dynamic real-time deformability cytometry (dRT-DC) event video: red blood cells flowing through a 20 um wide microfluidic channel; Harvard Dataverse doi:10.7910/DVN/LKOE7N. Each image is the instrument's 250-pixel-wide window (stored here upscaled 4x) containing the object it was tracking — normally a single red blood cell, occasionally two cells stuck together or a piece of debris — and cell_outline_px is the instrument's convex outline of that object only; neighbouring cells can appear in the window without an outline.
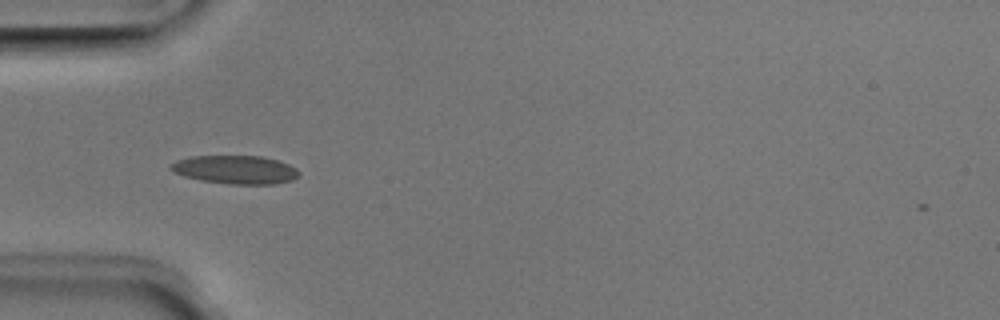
{"species": "Egyptian fruit bat (a non-hibernating species)", "species_latin": "Rousettus aegyptiacus", "temperature_condition": "room temperature", "stored_images_in_passage": 36, "camera_frame_rate_fps": 3000, "um_per_image_px": 0.085, "animal": {"sex": "male"}, "frame": {"image": 1, "passage_image": 1, "time_ms": 0.0, "image_size_px": [1000, 320], "cell_outline_px": [[300, 176], [292, 180], [276, 184], [232, 184], [200, 180], [184, 176], [168, 168], [168, 164], [176, 160], [192, 156], [260, 156], [280, 160], [296, 168], [300, 172]], "centroid_in_image_um": [20.02, 14.42], "position_along_channel_um": 65.0, "area_um2": 21.39}}
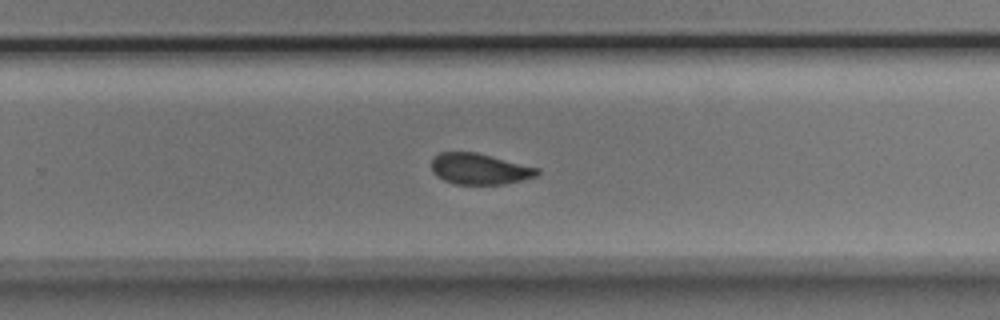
{"frame": {"image": 2, "passage_image": 18, "time_ms": 5.667, "image_size_px": [1000, 320], "cell_outline_px": [[540, 172], [536, 176], [504, 184], [456, 184], [444, 180], [436, 176], [432, 172], [432, 156], [440, 152], [476, 152], [540, 168]], "centroid_in_image_um": [40.74, 14.35], "position_along_channel_um": 289.1, "area_um2": 19.13}}
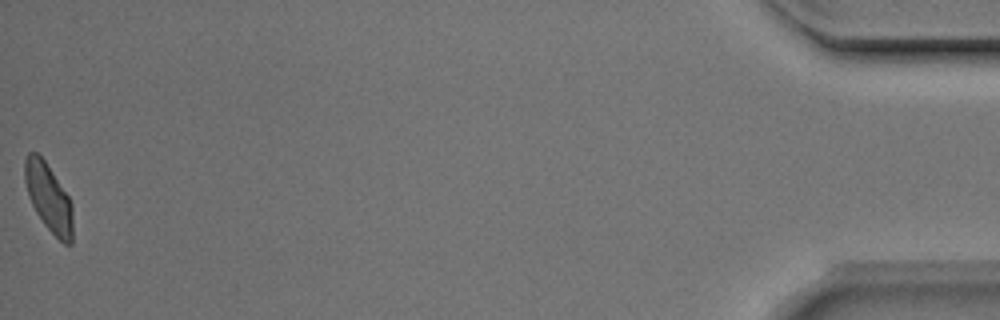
{"frame": {"image": 3, "passage_image": 36, "time_ms": 11.667, "image_size_px": [1000, 320], "cell_outline_px": [[72, 244], [64, 244], [44, 224], [36, 212], [28, 196], [24, 180], [24, 160], [28, 152], [36, 152], [44, 160], [68, 196], [72, 204]], "centroid_in_image_um": [4.11, 16.79], "position_along_channel_um": 431.1, "area_um2": 18.79}, "authors_computed_cell_mechanics": {"area_um2": 20.0277, "velocity_mm_per_s": 3.9765, "shape_relaxation_time_tau1_ms": 6.4159, "shape_relaxation_time_tau2_ms": 1.8023, "deformation_change_tau1": 0.1371, "deformation_change_tau2": 0.0751}}